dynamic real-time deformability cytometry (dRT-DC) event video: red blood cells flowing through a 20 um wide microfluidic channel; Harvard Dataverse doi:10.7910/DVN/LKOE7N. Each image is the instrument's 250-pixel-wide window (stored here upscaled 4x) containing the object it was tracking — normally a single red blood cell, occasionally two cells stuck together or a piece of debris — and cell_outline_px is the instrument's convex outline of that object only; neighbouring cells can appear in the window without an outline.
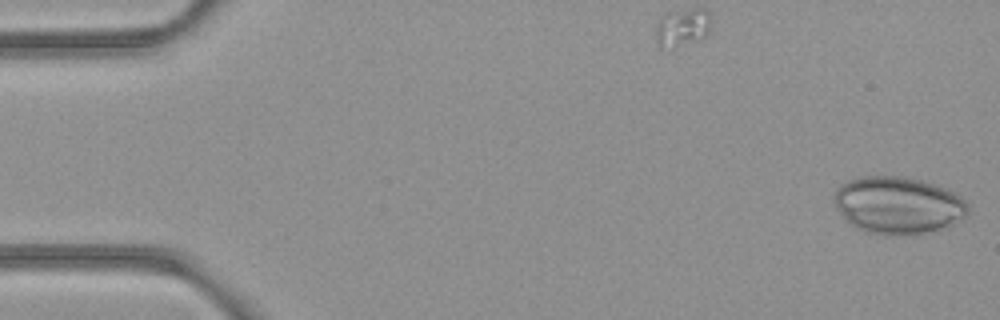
{"species": "common noctule bat (a hibernating species)", "species_latin": "Nyctalus noctula", "temperature_condition": "room temperature", "stored_images_in_passage": 5, "camera_frame_rate_fps": 3000, "um_per_image_px": 0.085, "animal": {"sex": "female", "body_mass_g": 21.9}, "frame": {"image": 1, "passage_image": 1, "time_ms": 0.0, "image_size_px": [1000, 320], "cell_outline_px": [[968, 212], [960, 220], [952, 224], [924, 232], [864, 232], [852, 224], [836, 208], [836, 188], [840, 184], [848, 180], [864, 176], [904, 176], [936, 184], [960, 196], [968, 204]], "centroid_in_image_um": [76.34, 17.38], "position_along_channel_um": 8.7, "area_um2": 43.29}}